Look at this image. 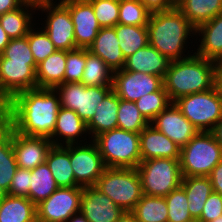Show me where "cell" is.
<instances>
[{
  "label": "cell",
  "mask_w": 222,
  "mask_h": 222,
  "mask_svg": "<svg viewBox=\"0 0 222 222\" xmlns=\"http://www.w3.org/2000/svg\"><path fill=\"white\" fill-rule=\"evenodd\" d=\"M8 124L27 136L50 138L61 107L58 93L35 88L16 93L9 101Z\"/></svg>",
  "instance_id": "cell-1"
},
{
  "label": "cell",
  "mask_w": 222,
  "mask_h": 222,
  "mask_svg": "<svg viewBox=\"0 0 222 222\" xmlns=\"http://www.w3.org/2000/svg\"><path fill=\"white\" fill-rule=\"evenodd\" d=\"M149 44L156 48L170 61L181 60L192 56L184 54L189 43V36H196V28L188 19L175 7L151 13L148 24ZM193 34V35H191ZM184 56V57H183Z\"/></svg>",
  "instance_id": "cell-2"
},
{
  "label": "cell",
  "mask_w": 222,
  "mask_h": 222,
  "mask_svg": "<svg viewBox=\"0 0 222 222\" xmlns=\"http://www.w3.org/2000/svg\"><path fill=\"white\" fill-rule=\"evenodd\" d=\"M193 53L185 59L171 61L164 76L163 86L171 102L215 87L217 62Z\"/></svg>",
  "instance_id": "cell-3"
},
{
  "label": "cell",
  "mask_w": 222,
  "mask_h": 222,
  "mask_svg": "<svg viewBox=\"0 0 222 222\" xmlns=\"http://www.w3.org/2000/svg\"><path fill=\"white\" fill-rule=\"evenodd\" d=\"M106 168H137L141 162L140 133L115 128L96 136Z\"/></svg>",
  "instance_id": "cell-4"
},
{
  "label": "cell",
  "mask_w": 222,
  "mask_h": 222,
  "mask_svg": "<svg viewBox=\"0 0 222 222\" xmlns=\"http://www.w3.org/2000/svg\"><path fill=\"white\" fill-rule=\"evenodd\" d=\"M222 160V148L212 132H198L181 147L180 168L183 177L209 176Z\"/></svg>",
  "instance_id": "cell-5"
},
{
  "label": "cell",
  "mask_w": 222,
  "mask_h": 222,
  "mask_svg": "<svg viewBox=\"0 0 222 222\" xmlns=\"http://www.w3.org/2000/svg\"><path fill=\"white\" fill-rule=\"evenodd\" d=\"M94 187L124 211H132L143 195L136 168H106Z\"/></svg>",
  "instance_id": "cell-6"
},
{
  "label": "cell",
  "mask_w": 222,
  "mask_h": 222,
  "mask_svg": "<svg viewBox=\"0 0 222 222\" xmlns=\"http://www.w3.org/2000/svg\"><path fill=\"white\" fill-rule=\"evenodd\" d=\"M147 196L165 197L182 183L180 160L154 158L141 161L136 168Z\"/></svg>",
  "instance_id": "cell-7"
},
{
  "label": "cell",
  "mask_w": 222,
  "mask_h": 222,
  "mask_svg": "<svg viewBox=\"0 0 222 222\" xmlns=\"http://www.w3.org/2000/svg\"><path fill=\"white\" fill-rule=\"evenodd\" d=\"M174 103L199 132H212L222 118V97L216 87L180 97Z\"/></svg>",
  "instance_id": "cell-8"
},
{
  "label": "cell",
  "mask_w": 222,
  "mask_h": 222,
  "mask_svg": "<svg viewBox=\"0 0 222 222\" xmlns=\"http://www.w3.org/2000/svg\"><path fill=\"white\" fill-rule=\"evenodd\" d=\"M61 107L71 109L87 124L112 86H85L81 82L57 85Z\"/></svg>",
  "instance_id": "cell-9"
},
{
  "label": "cell",
  "mask_w": 222,
  "mask_h": 222,
  "mask_svg": "<svg viewBox=\"0 0 222 222\" xmlns=\"http://www.w3.org/2000/svg\"><path fill=\"white\" fill-rule=\"evenodd\" d=\"M57 1L37 4V10L45 13L47 17L45 25L41 28L47 33L57 50L71 51L76 49L74 24L69 9L60 0Z\"/></svg>",
  "instance_id": "cell-10"
},
{
  "label": "cell",
  "mask_w": 222,
  "mask_h": 222,
  "mask_svg": "<svg viewBox=\"0 0 222 222\" xmlns=\"http://www.w3.org/2000/svg\"><path fill=\"white\" fill-rule=\"evenodd\" d=\"M69 145V157L76 183L80 187L94 186L106 166L96 143ZM88 143V144H87Z\"/></svg>",
  "instance_id": "cell-11"
},
{
  "label": "cell",
  "mask_w": 222,
  "mask_h": 222,
  "mask_svg": "<svg viewBox=\"0 0 222 222\" xmlns=\"http://www.w3.org/2000/svg\"><path fill=\"white\" fill-rule=\"evenodd\" d=\"M83 187H58L46 200L36 206L39 222H66L80 212Z\"/></svg>",
  "instance_id": "cell-12"
},
{
  "label": "cell",
  "mask_w": 222,
  "mask_h": 222,
  "mask_svg": "<svg viewBox=\"0 0 222 222\" xmlns=\"http://www.w3.org/2000/svg\"><path fill=\"white\" fill-rule=\"evenodd\" d=\"M162 86L163 79L159 76L123 69L113 72L112 90L125 101L135 102Z\"/></svg>",
  "instance_id": "cell-13"
},
{
  "label": "cell",
  "mask_w": 222,
  "mask_h": 222,
  "mask_svg": "<svg viewBox=\"0 0 222 222\" xmlns=\"http://www.w3.org/2000/svg\"><path fill=\"white\" fill-rule=\"evenodd\" d=\"M37 88L36 71L27 62L0 54V93L9 101L16 93Z\"/></svg>",
  "instance_id": "cell-14"
},
{
  "label": "cell",
  "mask_w": 222,
  "mask_h": 222,
  "mask_svg": "<svg viewBox=\"0 0 222 222\" xmlns=\"http://www.w3.org/2000/svg\"><path fill=\"white\" fill-rule=\"evenodd\" d=\"M68 9L74 24L76 48H88L101 27L88 0H60Z\"/></svg>",
  "instance_id": "cell-15"
},
{
  "label": "cell",
  "mask_w": 222,
  "mask_h": 222,
  "mask_svg": "<svg viewBox=\"0 0 222 222\" xmlns=\"http://www.w3.org/2000/svg\"><path fill=\"white\" fill-rule=\"evenodd\" d=\"M150 124L180 148L185 146L199 132L174 102L158 114Z\"/></svg>",
  "instance_id": "cell-16"
},
{
  "label": "cell",
  "mask_w": 222,
  "mask_h": 222,
  "mask_svg": "<svg viewBox=\"0 0 222 222\" xmlns=\"http://www.w3.org/2000/svg\"><path fill=\"white\" fill-rule=\"evenodd\" d=\"M52 145L49 138L23 135L12 128V147L18 168L33 170L43 164Z\"/></svg>",
  "instance_id": "cell-17"
},
{
  "label": "cell",
  "mask_w": 222,
  "mask_h": 222,
  "mask_svg": "<svg viewBox=\"0 0 222 222\" xmlns=\"http://www.w3.org/2000/svg\"><path fill=\"white\" fill-rule=\"evenodd\" d=\"M80 212L89 222H117L125 212L96 187H83Z\"/></svg>",
  "instance_id": "cell-18"
},
{
  "label": "cell",
  "mask_w": 222,
  "mask_h": 222,
  "mask_svg": "<svg viewBox=\"0 0 222 222\" xmlns=\"http://www.w3.org/2000/svg\"><path fill=\"white\" fill-rule=\"evenodd\" d=\"M88 133V135H87ZM89 136L87 124L76 114L75 111L60 107L55 128L52 136L49 138L53 145L66 146L70 144L86 143V138L82 135ZM84 140H79L81 138ZM63 142V143H62Z\"/></svg>",
  "instance_id": "cell-19"
},
{
  "label": "cell",
  "mask_w": 222,
  "mask_h": 222,
  "mask_svg": "<svg viewBox=\"0 0 222 222\" xmlns=\"http://www.w3.org/2000/svg\"><path fill=\"white\" fill-rule=\"evenodd\" d=\"M181 148L150 123L140 133L141 161L154 158L180 160Z\"/></svg>",
  "instance_id": "cell-20"
},
{
  "label": "cell",
  "mask_w": 222,
  "mask_h": 222,
  "mask_svg": "<svg viewBox=\"0 0 222 222\" xmlns=\"http://www.w3.org/2000/svg\"><path fill=\"white\" fill-rule=\"evenodd\" d=\"M170 63L171 61L167 57L148 44L126 58L123 70L142 72L164 79Z\"/></svg>",
  "instance_id": "cell-21"
},
{
  "label": "cell",
  "mask_w": 222,
  "mask_h": 222,
  "mask_svg": "<svg viewBox=\"0 0 222 222\" xmlns=\"http://www.w3.org/2000/svg\"><path fill=\"white\" fill-rule=\"evenodd\" d=\"M87 49L99 56L113 72L124 68L126 59L120 49L114 27L101 28Z\"/></svg>",
  "instance_id": "cell-22"
},
{
  "label": "cell",
  "mask_w": 222,
  "mask_h": 222,
  "mask_svg": "<svg viewBox=\"0 0 222 222\" xmlns=\"http://www.w3.org/2000/svg\"><path fill=\"white\" fill-rule=\"evenodd\" d=\"M196 37L200 36L195 54L206 59L222 60V12L213 19L196 28Z\"/></svg>",
  "instance_id": "cell-23"
},
{
  "label": "cell",
  "mask_w": 222,
  "mask_h": 222,
  "mask_svg": "<svg viewBox=\"0 0 222 222\" xmlns=\"http://www.w3.org/2000/svg\"><path fill=\"white\" fill-rule=\"evenodd\" d=\"M120 98L111 90L103 101L98 104L95 114L87 123L89 138L93 140L99 134L118 128V108Z\"/></svg>",
  "instance_id": "cell-24"
},
{
  "label": "cell",
  "mask_w": 222,
  "mask_h": 222,
  "mask_svg": "<svg viewBox=\"0 0 222 222\" xmlns=\"http://www.w3.org/2000/svg\"><path fill=\"white\" fill-rule=\"evenodd\" d=\"M35 11L36 4L24 2L19 8L0 16V24L10 39L24 37L32 27H36L32 22Z\"/></svg>",
  "instance_id": "cell-25"
},
{
  "label": "cell",
  "mask_w": 222,
  "mask_h": 222,
  "mask_svg": "<svg viewBox=\"0 0 222 222\" xmlns=\"http://www.w3.org/2000/svg\"><path fill=\"white\" fill-rule=\"evenodd\" d=\"M48 165L58 187L79 186L74 177L69 157V145H52L46 156Z\"/></svg>",
  "instance_id": "cell-26"
},
{
  "label": "cell",
  "mask_w": 222,
  "mask_h": 222,
  "mask_svg": "<svg viewBox=\"0 0 222 222\" xmlns=\"http://www.w3.org/2000/svg\"><path fill=\"white\" fill-rule=\"evenodd\" d=\"M66 51L57 50L40 62L36 70L37 88L54 89L64 83Z\"/></svg>",
  "instance_id": "cell-27"
},
{
  "label": "cell",
  "mask_w": 222,
  "mask_h": 222,
  "mask_svg": "<svg viewBox=\"0 0 222 222\" xmlns=\"http://www.w3.org/2000/svg\"><path fill=\"white\" fill-rule=\"evenodd\" d=\"M175 6L195 28L222 12V0H175Z\"/></svg>",
  "instance_id": "cell-28"
},
{
  "label": "cell",
  "mask_w": 222,
  "mask_h": 222,
  "mask_svg": "<svg viewBox=\"0 0 222 222\" xmlns=\"http://www.w3.org/2000/svg\"><path fill=\"white\" fill-rule=\"evenodd\" d=\"M181 187L186 193L190 214L197 221L206 200L213 192L210 178L208 176L183 177Z\"/></svg>",
  "instance_id": "cell-29"
},
{
  "label": "cell",
  "mask_w": 222,
  "mask_h": 222,
  "mask_svg": "<svg viewBox=\"0 0 222 222\" xmlns=\"http://www.w3.org/2000/svg\"><path fill=\"white\" fill-rule=\"evenodd\" d=\"M36 218V205L29 198L7 194L0 201V222H33Z\"/></svg>",
  "instance_id": "cell-30"
},
{
  "label": "cell",
  "mask_w": 222,
  "mask_h": 222,
  "mask_svg": "<svg viewBox=\"0 0 222 222\" xmlns=\"http://www.w3.org/2000/svg\"><path fill=\"white\" fill-rule=\"evenodd\" d=\"M18 169L12 147V127L0 132V187L8 194L13 176Z\"/></svg>",
  "instance_id": "cell-31"
},
{
  "label": "cell",
  "mask_w": 222,
  "mask_h": 222,
  "mask_svg": "<svg viewBox=\"0 0 222 222\" xmlns=\"http://www.w3.org/2000/svg\"><path fill=\"white\" fill-rule=\"evenodd\" d=\"M30 184L28 198L36 206L46 200L58 188L46 162L30 170Z\"/></svg>",
  "instance_id": "cell-32"
},
{
  "label": "cell",
  "mask_w": 222,
  "mask_h": 222,
  "mask_svg": "<svg viewBox=\"0 0 222 222\" xmlns=\"http://www.w3.org/2000/svg\"><path fill=\"white\" fill-rule=\"evenodd\" d=\"M114 28L125 59L149 44L147 26L117 24Z\"/></svg>",
  "instance_id": "cell-33"
},
{
  "label": "cell",
  "mask_w": 222,
  "mask_h": 222,
  "mask_svg": "<svg viewBox=\"0 0 222 222\" xmlns=\"http://www.w3.org/2000/svg\"><path fill=\"white\" fill-rule=\"evenodd\" d=\"M138 222H168L165 197L142 195L131 211Z\"/></svg>",
  "instance_id": "cell-34"
},
{
  "label": "cell",
  "mask_w": 222,
  "mask_h": 222,
  "mask_svg": "<svg viewBox=\"0 0 222 222\" xmlns=\"http://www.w3.org/2000/svg\"><path fill=\"white\" fill-rule=\"evenodd\" d=\"M113 70L86 48V65L81 83L85 86H112Z\"/></svg>",
  "instance_id": "cell-35"
},
{
  "label": "cell",
  "mask_w": 222,
  "mask_h": 222,
  "mask_svg": "<svg viewBox=\"0 0 222 222\" xmlns=\"http://www.w3.org/2000/svg\"><path fill=\"white\" fill-rule=\"evenodd\" d=\"M172 102L167 91L162 86L158 91L149 93L135 101L141 115L150 123L158 114L165 110Z\"/></svg>",
  "instance_id": "cell-36"
},
{
  "label": "cell",
  "mask_w": 222,
  "mask_h": 222,
  "mask_svg": "<svg viewBox=\"0 0 222 222\" xmlns=\"http://www.w3.org/2000/svg\"><path fill=\"white\" fill-rule=\"evenodd\" d=\"M149 122L141 115L135 102L120 99L118 108V128L141 133Z\"/></svg>",
  "instance_id": "cell-37"
},
{
  "label": "cell",
  "mask_w": 222,
  "mask_h": 222,
  "mask_svg": "<svg viewBox=\"0 0 222 222\" xmlns=\"http://www.w3.org/2000/svg\"><path fill=\"white\" fill-rule=\"evenodd\" d=\"M150 14L140 0H119L118 24L147 26Z\"/></svg>",
  "instance_id": "cell-38"
},
{
  "label": "cell",
  "mask_w": 222,
  "mask_h": 222,
  "mask_svg": "<svg viewBox=\"0 0 222 222\" xmlns=\"http://www.w3.org/2000/svg\"><path fill=\"white\" fill-rule=\"evenodd\" d=\"M168 209V222H196L188 209L187 196L179 186L165 196Z\"/></svg>",
  "instance_id": "cell-39"
},
{
  "label": "cell",
  "mask_w": 222,
  "mask_h": 222,
  "mask_svg": "<svg viewBox=\"0 0 222 222\" xmlns=\"http://www.w3.org/2000/svg\"><path fill=\"white\" fill-rule=\"evenodd\" d=\"M26 36L28 39L30 50L37 65L45 60L49 55L57 51V48L49 39L47 33L41 27H32Z\"/></svg>",
  "instance_id": "cell-40"
},
{
  "label": "cell",
  "mask_w": 222,
  "mask_h": 222,
  "mask_svg": "<svg viewBox=\"0 0 222 222\" xmlns=\"http://www.w3.org/2000/svg\"><path fill=\"white\" fill-rule=\"evenodd\" d=\"M101 28L115 27L119 19V0H88Z\"/></svg>",
  "instance_id": "cell-41"
},
{
  "label": "cell",
  "mask_w": 222,
  "mask_h": 222,
  "mask_svg": "<svg viewBox=\"0 0 222 222\" xmlns=\"http://www.w3.org/2000/svg\"><path fill=\"white\" fill-rule=\"evenodd\" d=\"M86 65V48L66 51L64 83L81 82Z\"/></svg>",
  "instance_id": "cell-42"
},
{
  "label": "cell",
  "mask_w": 222,
  "mask_h": 222,
  "mask_svg": "<svg viewBox=\"0 0 222 222\" xmlns=\"http://www.w3.org/2000/svg\"><path fill=\"white\" fill-rule=\"evenodd\" d=\"M1 54L7 59H11V61L27 62L35 71L37 70L38 65L30 50L27 36L10 39Z\"/></svg>",
  "instance_id": "cell-43"
},
{
  "label": "cell",
  "mask_w": 222,
  "mask_h": 222,
  "mask_svg": "<svg viewBox=\"0 0 222 222\" xmlns=\"http://www.w3.org/2000/svg\"><path fill=\"white\" fill-rule=\"evenodd\" d=\"M30 185V170L18 168L13 176L8 194L28 198Z\"/></svg>",
  "instance_id": "cell-44"
},
{
  "label": "cell",
  "mask_w": 222,
  "mask_h": 222,
  "mask_svg": "<svg viewBox=\"0 0 222 222\" xmlns=\"http://www.w3.org/2000/svg\"><path fill=\"white\" fill-rule=\"evenodd\" d=\"M222 215V196L212 192L206 200L201 216L196 222H211Z\"/></svg>",
  "instance_id": "cell-45"
},
{
  "label": "cell",
  "mask_w": 222,
  "mask_h": 222,
  "mask_svg": "<svg viewBox=\"0 0 222 222\" xmlns=\"http://www.w3.org/2000/svg\"><path fill=\"white\" fill-rule=\"evenodd\" d=\"M150 13L162 12L175 7V0H140Z\"/></svg>",
  "instance_id": "cell-46"
},
{
  "label": "cell",
  "mask_w": 222,
  "mask_h": 222,
  "mask_svg": "<svg viewBox=\"0 0 222 222\" xmlns=\"http://www.w3.org/2000/svg\"><path fill=\"white\" fill-rule=\"evenodd\" d=\"M208 177L210 178L213 191L222 196V160L211 171Z\"/></svg>",
  "instance_id": "cell-47"
},
{
  "label": "cell",
  "mask_w": 222,
  "mask_h": 222,
  "mask_svg": "<svg viewBox=\"0 0 222 222\" xmlns=\"http://www.w3.org/2000/svg\"><path fill=\"white\" fill-rule=\"evenodd\" d=\"M9 103L8 100L0 94V132L8 126Z\"/></svg>",
  "instance_id": "cell-48"
},
{
  "label": "cell",
  "mask_w": 222,
  "mask_h": 222,
  "mask_svg": "<svg viewBox=\"0 0 222 222\" xmlns=\"http://www.w3.org/2000/svg\"><path fill=\"white\" fill-rule=\"evenodd\" d=\"M24 0H0V16L19 8Z\"/></svg>",
  "instance_id": "cell-49"
},
{
  "label": "cell",
  "mask_w": 222,
  "mask_h": 222,
  "mask_svg": "<svg viewBox=\"0 0 222 222\" xmlns=\"http://www.w3.org/2000/svg\"><path fill=\"white\" fill-rule=\"evenodd\" d=\"M215 87L222 97V63L217 62L215 69Z\"/></svg>",
  "instance_id": "cell-50"
},
{
  "label": "cell",
  "mask_w": 222,
  "mask_h": 222,
  "mask_svg": "<svg viewBox=\"0 0 222 222\" xmlns=\"http://www.w3.org/2000/svg\"><path fill=\"white\" fill-rule=\"evenodd\" d=\"M9 41H10L9 36L7 35V33L4 31V29L0 24V54L4 51Z\"/></svg>",
  "instance_id": "cell-51"
},
{
  "label": "cell",
  "mask_w": 222,
  "mask_h": 222,
  "mask_svg": "<svg viewBox=\"0 0 222 222\" xmlns=\"http://www.w3.org/2000/svg\"><path fill=\"white\" fill-rule=\"evenodd\" d=\"M212 133L214 134L217 142L222 148V118L218 121Z\"/></svg>",
  "instance_id": "cell-52"
},
{
  "label": "cell",
  "mask_w": 222,
  "mask_h": 222,
  "mask_svg": "<svg viewBox=\"0 0 222 222\" xmlns=\"http://www.w3.org/2000/svg\"><path fill=\"white\" fill-rule=\"evenodd\" d=\"M117 222H138L136 216L131 211H125Z\"/></svg>",
  "instance_id": "cell-53"
},
{
  "label": "cell",
  "mask_w": 222,
  "mask_h": 222,
  "mask_svg": "<svg viewBox=\"0 0 222 222\" xmlns=\"http://www.w3.org/2000/svg\"><path fill=\"white\" fill-rule=\"evenodd\" d=\"M66 222H89L85 216L78 212L76 214H73Z\"/></svg>",
  "instance_id": "cell-54"
},
{
  "label": "cell",
  "mask_w": 222,
  "mask_h": 222,
  "mask_svg": "<svg viewBox=\"0 0 222 222\" xmlns=\"http://www.w3.org/2000/svg\"><path fill=\"white\" fill-rule=\"evenodd\" d=\"M25 2H30V3H34V4H40V3H44L46 1H52V0H24Z\"/></svg>",
  "instance_id": "cell-55"
},
{
  "label": "cell",
  "mask_w": 222,
  "mask_h": 222,
  "mask_svg": "<svg viewBox=\"0 0 222 222\" xmlns=\"http://www.w3.org/2000/svg\"><path fill=\"white\" fill-rule=\"evenodd\" d=\"M7 195V192L0 187V201H2Z\"/></svg>",
  "instance_id": "cell-56"
},
{
  "label": "cell",
  "mask_w": 222,
  "mask_h": 222,
  "mask_svg": "<svg viewBox=\"0 0 222 222\" xmlns=\"http://www.w3.org/2000/svg\"><path fill=\"white\" fill-rule=\"evenodd\" d=\"M211 222H222V215L217 217L215 220H213Z\"/></svg>",
  "instance_id": "cell-57"
}]
</instances>
